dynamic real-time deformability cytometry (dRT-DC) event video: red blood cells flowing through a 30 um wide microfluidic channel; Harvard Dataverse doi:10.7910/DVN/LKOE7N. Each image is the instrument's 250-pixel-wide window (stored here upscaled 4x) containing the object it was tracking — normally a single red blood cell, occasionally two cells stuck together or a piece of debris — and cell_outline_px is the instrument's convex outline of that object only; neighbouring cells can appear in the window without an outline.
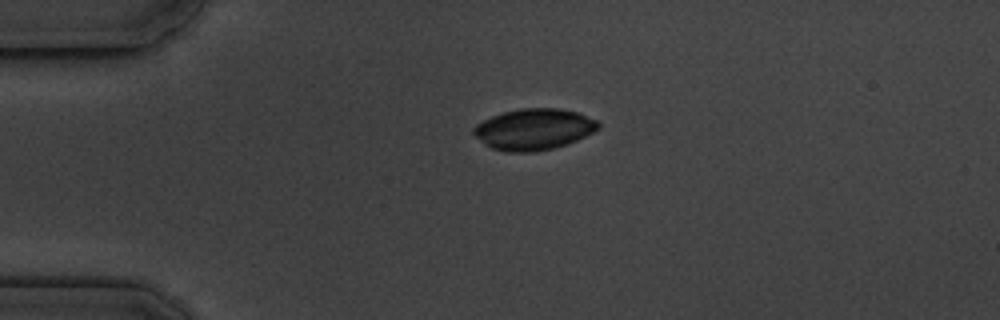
{"species": "common noctule bat (a hibernating species)", "species_latin": "Nyctalus noctula", "temperature_condition": "cold", "stored_images_in_passage": 3, "camera_frame_rate_fps": 3000, "um_per_image_px": 0.085, "animal": {"sex": "male", "body_mass_g": 19.5, "forearm_length_mm": 54.6}, "frame": {"image": 1, "passage_image": 1, "time_ms": 0.0, "image_size_px": [1000, 320], "cell_outline_px": [[600, 128], [568, 144], [536, 152], [508, 152], [492, 148], [484, 144], [472, 132], [472, 128], [476, 124], [492, 116], [504, 112], [520, 108], [560, 108], [580, 112], [600, 120]], "centroid_in_image_um": [45.41, 10.98], "position_along_channel_um": 39.6, "area_um2": 30.17}}